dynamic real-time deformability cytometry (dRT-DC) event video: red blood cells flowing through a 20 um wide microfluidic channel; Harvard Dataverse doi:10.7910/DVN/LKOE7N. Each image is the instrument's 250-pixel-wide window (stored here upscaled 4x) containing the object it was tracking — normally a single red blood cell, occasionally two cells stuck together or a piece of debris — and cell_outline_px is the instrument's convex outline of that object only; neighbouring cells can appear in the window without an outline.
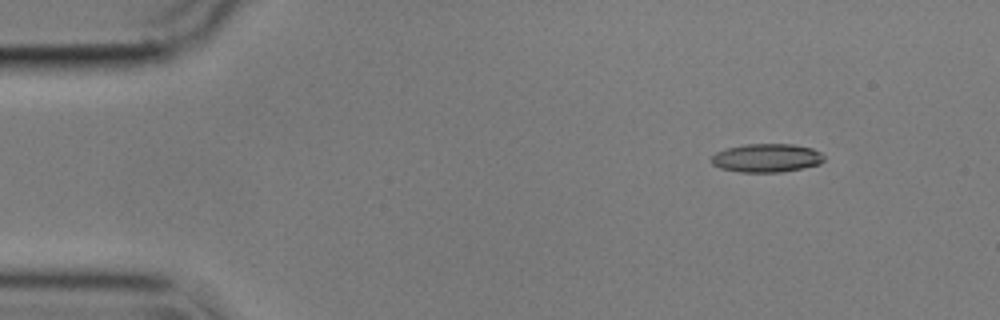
{"species": "common noctule bat (a hibernating species)", "species_latin": "Nyctalus noctula", "temperature_condition": "cold", "stored_images_in_passage": 56, "camera_frame_rate_fps": 3000, "um_per_image_px": 0.085, "animal": {"sex": "male", "body_mass_g": 17.9}, "frame": {"image": 1, "passage_image": 7, "time_ms": 2.0, "image_size_px": [1000, 320], "cell_outline_px": [[824, 160], [820, 164], [780, 172], [740, 172], [720, 168], [712, 164], [712, 156], [716, 152], [728, 148], [744, 144], [792, 144], [812, 148], [820, 152], [824, 156]], "centroid_in_image_um": [65.16, 13.42], "position_along_channel_um": 19.8, "area_um2": 18.61}}
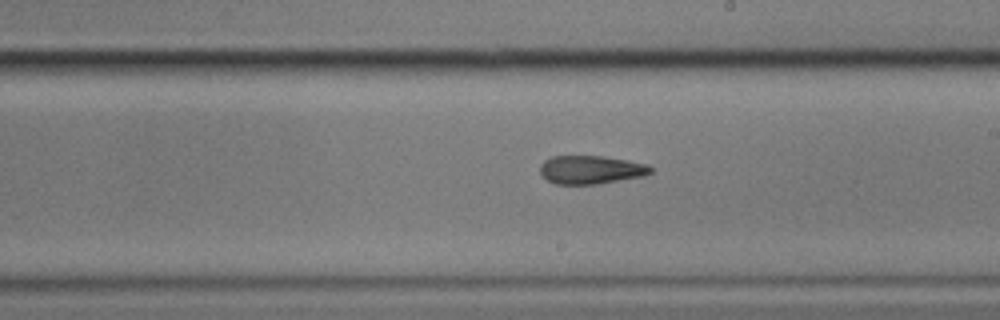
{"frame": {"image": 2, "passage_image": 32, "time_ms": 10.333, "image_size_px": [1000, 320], "cell_outline_px": [[652, 172], [644, 176], [596, 184], [556, 184], [548, 180], [540, 172], [540, 164], [544, 160], [552, 156], [604, 156], [628, 160], [648, 164], [652, 168]], "centroid_in_image_um": [50.24, 14.42], "position_along_channel_um": 238.8, "area_um2": 18.32}}
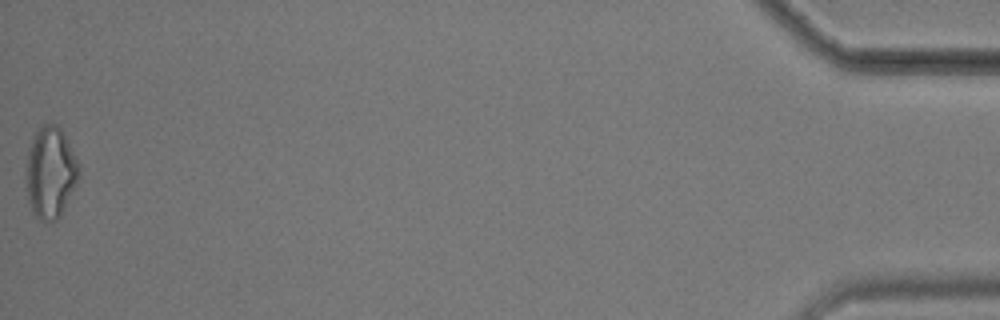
{"frame": {"image": 3, "passage_image": 56, "time_ms": 18.333, "image_size_px": [1000, 320], "cell_outline_px": [[80, 176], [60, 216], [56, 220], [48, 224], [40, 220], [32, 212], [28, 200], [24, 176], [28, 148], [32, 136], [44, 124], [56, 124], [60, 128], [80, 164]], "centroid_in_image_um": [4.26, 14.69], "position_along_channel_um": 430.9, "area_um2": 28.61}, "authors_computed_cell_mechanics": {"area_um2": 18.6405, "velocity_mm_per_s": 3.6035, "shape_relaxation_time_tau1_ms": null, "shape_relaxation_time_tau2_ms": 7.7412, "deformation_change_tau1": null, "deformation_change_tau2": 0.1994}}